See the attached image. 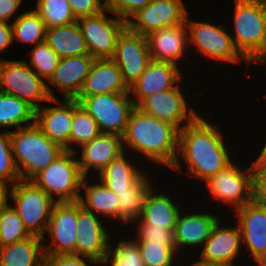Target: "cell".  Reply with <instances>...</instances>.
Masks as SVG:
<instances>
[{
  "mask_svg": "<svg viewBox=\"0 0 266 266\" xmlns=\"http://www.w3.org/2000/svg\"><path fill=\"white\" fill-rule=\"evenodd\" d=\"M221 134L199 115L179 130L177 154L185 159L187 174L206 181L232 162Z\"/></svg>",
  "mask_w": 266,
  "mask_h": 266,
  "instance_id": "obj_1",
  "label": "cell"
},
{
  "mask_svg": "<svg viewBox=\"0 0 266 266\" xmlns=\"http://www.w3.org/2000/svg\"><path fill=\"white\" fill-rule=\"evenodd\" d=\"M178 136L179 130L174 125L148 115L135 106L122 136L125 142L123 148L129 147L156 164L162 163L180 172Z\"/></svg>",
  "mask_w": 266,
  "mask_h": 266,
  "instance_id": "obj_2",
  "label": "cell"
},
{
  "mask_svg": "<svg viewBox=\"0 0 266 266\" xmlns=\"http://www.w3.org/2000/svg\"><path fill=\"white\" fill-rule=\"evenodd\" d=\"M9 132L20 180H31L65 151L60 144L49 139L36 123Z\"/></svg>",
  "mask_w": 266,
  "mask_h": 266,
  "instance_id": "obj_3",
  "label": "cell"
},
{
  "mask_svg": "<svg viewBox=\"0 0 266 266\" xmlns=\"http://www.w3.org/2000/svg\"><path fill=\"white\" fill-rule=\"evenodd\" d=\"M77 151L65 150L31 181L58 202L79 200L84 178L75 159ZM54 194L58 197L56 200Z\"/></svg>",
  "mask_w": 266,
  "mask_h": 266,
  "instance_id": "obj_4",
  "label": "cell"
},
{
  "mask_svg": "<svg viewBox=\"0 0 266 266\" xmlns=\"http://www.w3.org/2000/svg\"><path fill=\"white\" fill-rule=\"evenodd\" d=\"M13 208L20 216L30 235L44 239L55 200L37 187L31 180H20L11 186Z\"/></svg>",
  "mask_w": 266,
  "mask_h": 266,
  "instance_id": "obj_5",
  "label": "cell"
},
{
  "mask_svg": "<svg viewBox=\"0 0 266 266\" xmlns=\"http://www.w3.org/2000/svg\"><path fill=\"white\" fill-rule=\"evenodd\" d=\"M0 91L27 101L35 109L55 98L43 79L25 61H9L0 58Z\"/></svg>",
  "mask_w": 266,
  "mask_h": 266,
  "instance_id": "obj_6",
  "label": "cell"
},
{
  "mask_svg": "<svg viewBox=\"0 0 266 266\" xmlns=\"http://www.w3.org/2000/svg\"><path fill=\"white\" fill-rule=\"evenodd\" d=\"M97 122L101 133L123 136L128 117L135 107L130 91L75 98Z\"/></svg>",
  "mask_w": 266,
  "mask_h": 266,
  "instance_id": "obj_7",
  "label": "cell"
},
{
  "mask_svg": "<svg viewBox=\"0 0 266 266\" xmlns=\"http://www.w3.org/2000/svg\"><path fill=\"white\" fill-rule=\"evenodd\" d=\"M233 44L247 60L260 46L266 28L265 0H235Z\"/></svg>",
  "mask_w": 266,
  "mask_h": 266,
  "instance_id": "obj_8",
  "label": "cell"
},
{
  "mask_svg": "<svg viewBox=\"0 0 266 266\" xmlns=\"http://www.w3.org/2000/svg\"><path fill=\"white\" fill-rule=\"evenodd\" d=\"M236 165L231 162L204 182L212 198L238 209L255 198V170L252 165L244 171Z\"/></svg>",
  "mask_w": 266,
  "mask_h": 266,
  "instance_id": "obj_9",
  "label": "cell"
},
{
  "mask_svg": "<svg viewBox=\"0 0 266 266\" xmlns=\"http://www.w3.org/2000/svg\"><path fill=\"white\" fill-rule=\"evenodd\" d=\"M188 44H194L196 53L211 58V60L237 63L246 60L235 48L232 37L225 31V27L213 25L209 22L190 21L186 18Z\"/></svg>",
  "mask_w": 266,
  "mask_h": 266,
  "instance_id": "obj_10",
  "label": "cell"
},
{
  "mask_svg": "<svg viewBox=\"0 0 266 266\" xmlns=\"http://www.w3.org/2000/svg\"><path fill=\"white\" fill-rule=\"evenodd\" d=\"M77 23L85 38L89 55L94 59L112 58L118 36L127 27V21L118 16L113 19L106 15L105 10L79 18Z\"/></svg>",
  "mask_w": 266,
  "mask_h": 266,
  "instance_id": "obj_11",
  "label": "cell"
},
{
  "mask_svg": "<svg viewBox=\"0 0 266 266\" xmlns=\"http://www.w3.org/2000/svg\"><path fill=\"white\" fill-rule=\"evenodd\" d=\"M77 201H56L53 205L46 232L53 244L43 245L45 256L74 255L77 240ZM51 245H54L52 247Z\"/></svg>",
  "mask_w": 266,
  "mask_h": 266,
  "instance_id": "obj_12",
  "label": "cell"
},
{
  "mask_svg": "<svg viewBox=\"0 0 266 266\" xmlns=\"http://www.w3.org/2000/svg\"><path fill=\"white\" fill-rule=\"evenodd\" d=\"M187 15L188 9L182 0H152L130 17L127 27L133 32L146 36L161 28L186 23Z\"/></svg>",
  "mask_w": 266,
  "mask_h": 266,
  "instance_id": "obj_13",
  "label": "cell"
},
{
  "mask_svg": "<svg viewBox=\"0 0 266 266\" xmlns=\"http://www.w3.org/2000/svg\"><path fill=\"white\" fill-rule=\"evenodd\" d=\"M111 59L118 65L123 81L130 88L151 61L146 36L126 27L118 36Z\"/></svg>",
  "mask_w": 266,
  "mask_h": 266,
  "instance_id": "obj_14",
  "label": "cell"
},
{
  "mask_svg": "<svg viewBox=\"0 0 266 266\" xmlns=\"http://www.w3.org/2000/svg\"><path fill=\"white\" fill-rule=\"evenodd\" d=\"M179 85L178 83L173 89L147 96L136 107L142 112L174 125L178 130H181L185 125L192 122L198 114L194 109L188 110L187 102Z\"/></svg>",
  "mask_w": 266,
  "mask_h": 266,
  "instance_id": "obj_15",
  "label": "cell"
},
{
  "mask_svg": "<svg viewBox=\"0 0 266 266\" xmlns=\"http://www.w3.org/2000/svg\"><path fill=\"white\" fill-rule=\"evenodd\" d=\"M242 242L259 266L266 262V205L254 198L236 209Z\"/></svg>",
  "mask_w": 266,
  "mask_h": 266,
  "instance_id": "obj_16",
  "label": "cell"
},
{
  "mask_svg": "<svg viewBox=\"0 0 266 266\" xmlns=\"http://www.w3.org/2000/svg\"><path fill=\"white\" fill-rule=\"evenodd\" d=\"M75 256L101 262L109 250L111 236L96 214L84 209L78 201Z\"/></svg>",
  "mask_w": 266,
  "mask_h": 266,
  "instance_id": "obj_17",
  "label": "cell"
},
{
  "mask_svg": "<svg viewBox=\"0 0 266 266\" xmlns=\"http://www.w3.org/2000/svg\"><path fill=\"white\" fill-rule=\"evenodd\" d=\"M51 98L48 102L61 104L60 106H41L35 109V123L42 132L52 141L60 144L67 151L77 149L70 146L71 124L74 113V98Z\"/></svg>",
  "mask_w": 266,
  "mask_h": 266,
  "instance_id": "obj_18",
  "label": "cell"
},
{
  "mask_svg": "<svg viewBox=\"0 0 266 266\" xmlns=\"http://www.w3.org/2000/svg\"><path fill=\"white\" fill-rule=\"evenodd\" d=\"M178 67L169 62L151 60L146 70L129 88L130 93L136 97L132 98L134 106L153 93L175 88L183 78Z\"/></svg>",
  "mask_w": 266,
  "mask_h": 266,
  "instance_id": "obj_19",
  "label": "cell"
},
{
  "mask_svg": "<svg viewBox=\"0 0 266 266\" xmlns=\"http://www.w3.org/2000/svg\"><path fill=\"white\" fill-rule=\"evenodd\" d=\"M220 221L214 225L209 238L200 252V260L194 264H233L239 255L241 232L237 227H220Z\"/></svg>",
  "mask_w": 266,
  "mask_h": 266,
  "instance_id": "obj_20",
  "label": "cell"
},
{
  "mask_svg": "<svg viewBox=\"0 0 266 266\" xmlns=\"http://www.w3.org/2000/svg\"><path fill=\"white\" fill-rule=\"evenodd\" d=\"M146 38L151 60L178 65L177 61L185 58L183 55L189 43L186 23L155 30Z\"/></svg>",
  "mask_w": 266,
  "mask_h": 266,
  "instance_id": "obj_21",
  "label": "cell"
},
{
  "mask_svg": "<svg viewBox=\"0 0 266 266\" xmlns=\"http://www.w3.org/2000/svg\"><path fill=\"white\" fill-rule=\"evenodd\" d=\"M80 147L82 153L80 159H76L84 177H87L91 168L100 172L112 160L125 153L122 137L117 134L100 133Z\"/></svg>",
  "mask_w": 266,
  "mask_h": 266,
  "instance_id": "obj_22",
  "label": "cell"
},
{
  "mask_svg": "<svg viewBox=\"0 0 266 266\" xmlns=\"http://www.w3.org/2000/svg\"><path fill=\"white\" fill-rule=\"evenodd\" d=\"M127 92L129 88L123 81L118 65L111 58H104L94 59L77 97Z\"/></svg>",
  "mask_w": 266,
  "mask_h": 266,
  "instance_id": "obj_23",
  "label": "cell"
},
{
  "mask_svg": "<svg viewBox=\"0 0 266 266\" xmlns=\"http://www.w3.org/2000/svg\"><path fill=\"white\" fill-rule=\"evenodd\" d=\"M93 61L94 58L89 54L60 58L48 81L63 91L62 98H76L83 88Z\"/></svg>",
  "mask_w": 266,
  "mask_h": 266,
  "instance_id": "obj_24",
  "label": "cell"
},
{
  "mask_svg": "<svg viewBox=\"0 0 266 266\" xmlns=\"http://www.w3.org/2000/svg\"><path fill=\"white\" fill-rule=\"evenodd\" d=\"M218 220L219 216L208 213L183 215L180 211L173 230L177 253L184 246L204 244Z\"/></svg>",
  "mask_w": 266,
  "mask_h": 266,
  "instance_id": "obj_25",
  "label": "cell"
},
{
  "mask_svg": "<svg viewBox=\"0 0 266 266\" xmlns=\"http://www.w3.org/2000/svg\"><path fill=\"white\" fill-rule=\"evenodd\" d=\"M43 238L30 235L0 247V266H45Z\"/></svg>",
  "mask_w": 266,
  "mask_h": 266,
  "instance_id": "obj_26",
  "label": "cell"
},
{
  "mask_svg": "<svg viewBox=\"0 0 266 266\" xmlns=\"http://www.w3.org/2000/svg\"><path fill=\"white\" fill-rule=\"evenodd\" d=\"M179 205L163 193L155 195L151 187L146 193L140 220L145 224L164 229L174 228L180 213Z\"/></svg>",
  "mask_w": 266,
  "mask_h": 266,
  "instance_id": "obj_27",
  "label": "cell"
},
{
  "mask_svg": "<svg viewBox=\"0 0 266 266\" xmlns=\"http://www.w3.org/2000/svg\"><path fill=\"white\" fill-rule=\"evenodd\" d=\"M45 42L60 58L89 54L77 21L70 25L46 28Z\"/></svg>",
  "mask_w": 266,
  "mask_h": 266,
  "instance_id": "obj_28",
  "label": "cell"
},
{
  "mask_svg": "<svg viewBox=\"0 0 266 266\" xmlns=\"http://www.w3.org/2000/svg\"><path fill=\"white\" fill-rule=\"evenodd\" d=\"M86 179L87 177H84L81 183L86 198L80 194L78 200L80 205L94 214L100 213L102 216L119 220V208L115 193L100 180L99 184H92V182L88 184Z\"/></svg>",
  "mask_w": 266,
  "mask_h": 266,
  "instance_id": "obj_29",
  "label": "cell"
},
{
  "mask_svg": "<svg viewBox=\"0 0 266 266\" xmlns=\"http://www.w3.org/2000/svg\"><path fill=\"white\" fill-rule=\"evenodd\" d=\"M153 187L143 173L127 190L113 191L117 197L119 220L124 224L139 220L146 193Z\"/></svg>",
  "mask_w": 266,
  "mask_h": 266,
  "instance_id": "obj_30",
  "label": "cell"
},
{
  "mask_svg": "<svg viewBox=\"0 0 266 266\" xmlns=\"http://www.w3.org/2000/svg\"><path fill=\"white\" fill-rule=\"evenodd\" d=\"M125 156L122 153L98 172L101 182L111 191L127 190L143 174Z\"/></svg>",
  "mask_w": 266,
  "mask_h": 266,
  "instance_id": "obj_31",
  "label": "cell"
},
{
  "mask_svg": "<svg viewBox=\"0 0 266 266\" xmlns=\"http://www.w3.org/2000/svg\"><path fill=\"white\" fill-rule=\"evenodd\" d=\"M25 123L28 126L35 123V108L23 99L0 91V127L21 128Z\"/></svg>",
  "mask_w": 266,
  "mask_h": 266,
  "instance_id": "obj_32",
  "label": "cell"
},
{
  "mask_svg": "<svg viewBox=\"0 0 266 266\" xmlns=\"http://www.w3.org/2000/svg\"><path fill=\"white\" fill-rule=\"evenodd\" d=\"M13 40L38 45L45 41L46 26L34 11H25L11 22Z\"/></svg>",
  "mask_w": 266,
  "mask_h": 266,
  "instance_id": "obj_33",
  "label": "cell"
},
{
  "mask_svg": "<svg viewBox=\"0 0 266 266\" xmlns=\"http://www.w3.org/2000/svg\"><path fill=\"white\" fill-rule=\"evenodd\" d=\"M34 11L46 28L70 25L77 21L68 0H38Z\"/></svg>",
  "mask_w": 266,
  "mask_h": 266,
  "instance_id": "obj_34",
  "label": "cell"
},
{
  "mask_svg": "<svg viewBox=\"0 0 266 266\" xmlns=\"http://www.w3.org/2000/svg\"><path fill=\"white\" fill-rule=\"evenodd\" d=\"M97 122L74 98V113L71 124L70 144L82 145L100 134Z\"/></svg>",
  "mask_w": 266,
  "mask_h": 266,
  "instance_id": "obj_35",
  "label": "cell"
},
{
  "mask_svg": "<svg viewBox=\"0 0 266 266\" xmlns=\"http://www.w3.org/2000/svg\"><path fill=\"white\" fill-rule=\"evenodd\" d=\"M17 211L7 205L0 211V247L10 245L29 237Z\"/></svg>",
  "mask_w": 266,
  "mask_h": 266,
  "instance_id": "obj_36",
  "label": "cell"
},
{
  "mask_svg": "<svg viewBox=\"0 0 266 266\" xmlns=\"http://www.w3.org/2000/svg\"><path fill=\"white\" fill-rule=\"evenodd\" d=\"M111 266H145L141 257V252L137 241L122 240L117 243V246L112 248L109 243V250L104 259L100 262L101 265L110 264Z\"/></svg>",
  "mask_w": 266,
  "mask_h": 266,
  "instance_id": "obj_37",
  "label": "cell"
},
{
  "mask_svg": "<svg viewBox=\"0 0 266 266\" xmlns=\"http://www.w3.org/2000/svg\"><path fill=\"white\" fill-rule=\"evenodd\" d=\"M27 55L31 56V61L27 64L47 80L53 75L60 60L58 54L45 41L36 45Z\"/></svg>",
  "mask_w": 266,
  "mask_h": 266,
  "instance_id": "obj_38",
  "label": "cell"
},
{
  "mask_svg": "<svg viewBox=\"0 0 266 266\" xmlns=\"http://www.w3.org/2000/svg\"><path fill=\"white\" fill-rule=\"evenodd\" d=\"M145 266H172L177 253L163 243H138Z\"/></svg>",
  "mask_w": 266,
  "mask_h": 266,
  "instance_id": "obj_39",
  "label": "cell"
},
{
  "mask_svg": "<svg viewBox=\"0 0 266 266\" xmlns=\"http://www.w3.org/2000/svg\"><path fill=\"white\" fill-rule=\"evenodd\" d=\"M0 180L13 185L20 181L11 148L10 132H0ZM13 182V183H12Z\"/></svg>",
  "mask_w": 266,
  "mask_h": 266,
  "instance_id": "obj_40",
  "label": "cell"
},
{
  "mask_svg": "<svg viewBox=\"0 0 266 266\" xmlns=\"http://www.w3.org/2000/svg\"><path fill=\"white\" fill-rule=\"evenodd\" d=\"M138 225L136 229H139L137 232L139 236L135 239L137 243H163L177 253L174 228L154 227L152 224H145L141 220H139Z\"/></svg>",
  "mask_w": 266,
  "mask_h": 266,
  "instance_id": "obj_41",
  "label": "cell"
},
{
  "mask_svg": "<svg viewBox=\"0 0 266 266\" xmlns=\"http://www.w3.org/2000/svg\"><path fill=\"white\" fill-rule=\"evenodd\" d=\"M152 0H105V10L116 14L121 19L128 21L139 9L145 7Z\"/></svg>",
  "mask_w": 266,
  "mask_h": 266,
  "instance_id": "obj_42",
  "label": "cell"
},
{
  "mask_svg": "<svg viewBox=\"0 0 266 266\" xmlns=\"http://www.w3.org/2000/svg\"><path fill=\"white\" fill-rule=\"evenodd\" d=\"M102 0H68L76 19L96 15L105 10Z\"/></svg>",
  "mask_w": 266,
  "mask_h": 266,
  "instance_id": "obj_43",
  "label": "cell"
},
{
  "mask_svg": "<svg viewBox=\"0 0 266 266\" xmlns=\"http://www.w3.org/2000/svg\"><path fill=\"white\" fill-rule=\"evenodd\" d=\"M98 265L100 262L74 255L45 256V266H88L87 262Z\"/></svg>",
  "mask_w": 266,
  "mask_h": 266,
  "instance_id": "obj_44",
  "label": "cell"
},
{
  "mask_svg": "<svg viewBox=\"0 0 266 266\" xmlns=\"http://www.w3.org/2000/svg\"><path fill=\"white\" fill-rule=\"evenodd\" d=\"M255 170V198L266 205V169Z\"/></svg>",
  "mask_w": 266,
  "mask_h": 266,
  "instance_id": "obj_45",
  "label": "cell"
},
{
  "mask_svg": "<svg viewBox=\"0 0 266 266\" xmlns=\"http://www.w3.org/2000/svg\"><path fill=\"white\" fill-rule=\"evenodd\" d=\"M22 0H0V22H8V19L16 12Z\"/></svg>",
  "mask_w": 266,
  "mask_h": 266,
  "instance_id": "obj_46",
  "label": "cell"
},
{
  "mask_svg": "<svg viewBox=\"0 0 266 266\" xmlns=\"http://www.w3.org/2000/svg\"><path fill=\"white\" fill-rule=\"evenodd\" d=\"M12 25L0 22V52L5 50L13 42Z\"/></svg>",
  "mask_w": 266,
  "mask_h": 266,
  "instance_id": "obj_47",
  "label": "cell"
},
{
  "mask_svg": "<svg viewBox=\"0 0 266 266\" xmlns=\"http://www.w3.org/2000/svg\"><path fill=\"white\" fill-rule=\"evenodd\" d=\"M252 62L266 63V28L259 48L246 60L247 66Z\"/></svg>",
  "mask_w": 266,
  "mask_h": 266,
  "instance_id": "obj_48",
  "label": "cell"
},
{
  "mask_svg": "<svg viewBox=\"0 0 266 266\" xmlns=\"http://www.w3.org/2000/svg\"><path fill=\"white\" fill-rule=\"evenodd\" d=\"M11 186V184L0 180V211L8 205V194H10L8 191L11 190Z\"/></svg>",
  "mask_w": 266,
  "mask_h": 266,
  "instance_id": "obj_49",
  "label": "cell"
},
{
  "mask_svg": "<svg viewBox=\"0 0 266 266\" xmlns=\"http://www.w3.org/2000/svg\"><path fill=\"white\" fill-rule=\"evenodd\" d=\"M252 166L254 169H266V144Z\"/></svg>",
  "mask_w": 266,
  "mask_h": 266,
  "instance_id": "obj_50",
  "label": "cell"
},
{
  "mask_svg": "<svg viewBox=\"0 0 266 266\" xmlns=\"http://www.w3.org/2000/svg\"><path fill=\"white\" fill-rule=\"evenodd\" d=\"M193 266H234V264H193Z\"/></svg>",
  "mask_w": 266,
  "mask_h": 266,
  "instance_id": "obj_51",
  "label": "cell"
}]
</instances>
